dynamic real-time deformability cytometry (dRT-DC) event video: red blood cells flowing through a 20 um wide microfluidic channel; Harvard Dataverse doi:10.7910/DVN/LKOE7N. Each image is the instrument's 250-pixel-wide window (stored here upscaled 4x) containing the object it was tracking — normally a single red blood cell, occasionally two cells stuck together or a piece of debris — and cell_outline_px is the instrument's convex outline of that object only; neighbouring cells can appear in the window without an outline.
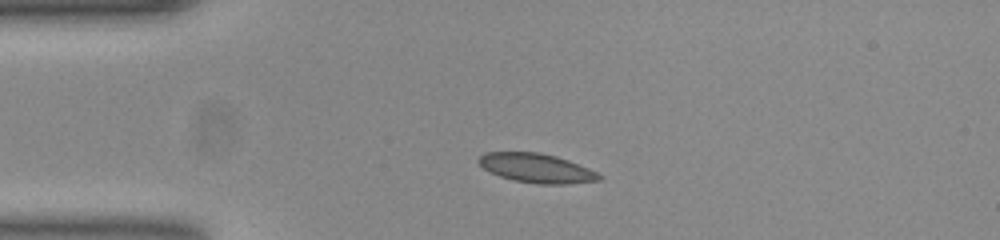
{"species": "common noctule bat (a hibernating species)", "species_latin": "Nyctalus noctula", "temperature_condition": "room temperature", "stored_images_in_passage": 41, "camera_frame_rate_fps": 3000, "um_per_image_px": 0.085, "animal": {"sex": "female", "body_mass_g": 23.0, "forearm_length_mm": 53.4}, "frame": {"image": 1, "passage_image": 1, "time_ms": 0.0, "image_size_px": [1000, 240], "cell_outline_px": [[604, 176], [600, 180], [564, 184], [540, 184], [516, 180], [500, 176], [484, 168], [476, 160], [484, 152], [540, 152], [556, 156], [568, 160], [588, 168]], "centroid_in_image_um": [45.61, 14.28], "position_along_channel_um": 39.4, "area_um2": 20.29}}
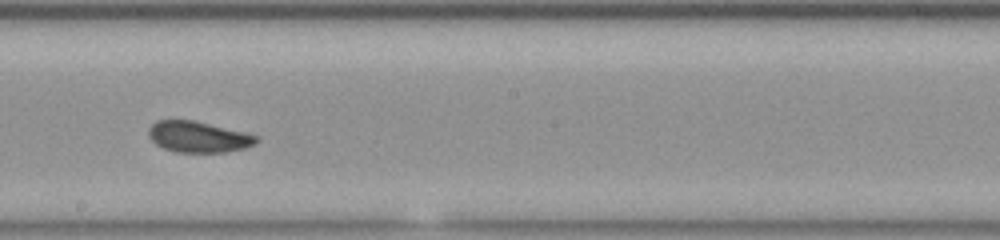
{"frame": {"image": 2, "passage_image": 18, "time_ms": 5.667, "image_size_px": [1000, 240], "cell_outline_px": [[260, 140], [256, 144], [244, 148], [224, 152], [176, 152], [164, 148], [156, 144], [148, 136], [148, 128], [156, 120], [192, 120], [244, 132], [256, 136]], "centroid_in_image_um": [16.84, 11.63], "position_along_channel_um": 231.4, "area_um2": 19.36}}
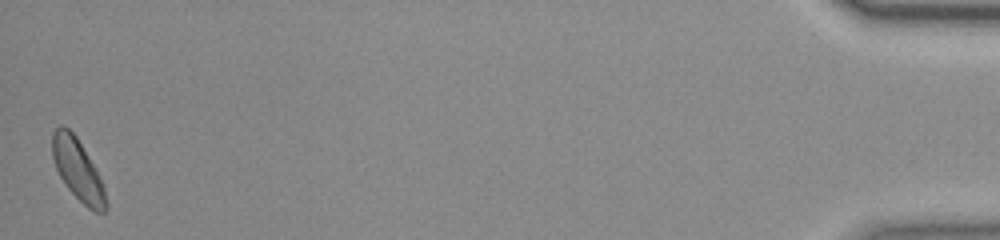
{"frame": {"image": 3, "passage_image": 41, "time_ms": 13.333, "image_size_px": [1000, 240], "cell_outline_px": [[108, 208], [104, 212], [96, 212], [88, 208], [68, 188], [60, 176], [56, 168], [52, 156], [52, 132], [60, 124], [68, 128], [76, 136], [92, 164], [104, 188], [108, 204]], "centroid_in_image_um": [6.59, 14.43], "position_along_channel_um": 428.6, "area_um2": 18.67}, "authors_computed_cell_mechanics": {"area_um2": 19.363, "velocity_mm_per_s": 3.857, "shape_relaxation_time_tau1_ms": 2.6039, "shape_relaxation_time_tau2_ms": null, "deformation_change_tau1": 0.076, "deformation_change_tau2": null}}